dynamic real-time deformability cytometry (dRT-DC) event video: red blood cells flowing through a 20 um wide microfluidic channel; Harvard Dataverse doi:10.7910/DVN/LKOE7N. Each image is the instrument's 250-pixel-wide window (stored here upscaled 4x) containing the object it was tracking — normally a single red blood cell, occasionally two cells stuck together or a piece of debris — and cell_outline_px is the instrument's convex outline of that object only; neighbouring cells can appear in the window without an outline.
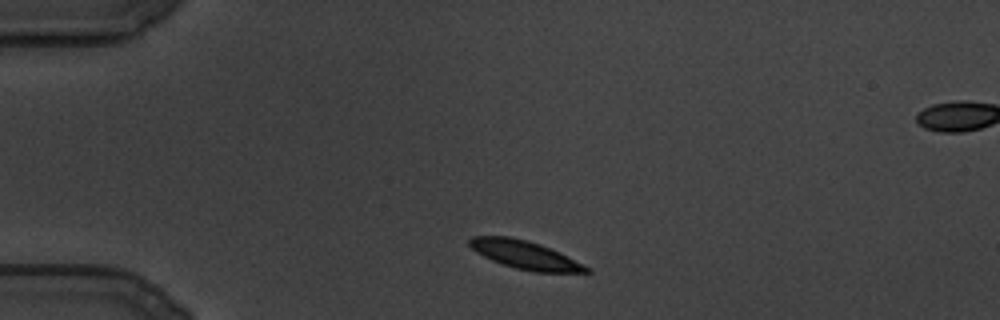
{"species": "common noctule bat (a hibernating species)", "species_latin": "Nyctalus noctula", "temperature_condition": "cold", "stored_images_in_passage": 96, "segment_of_instrument_passage": [1, 2], "camera_frame_rate_fps": 3000, "um_per_image_px": 0.085, "animal": {"sex": "male", "body_mass_g": 19.5, "forearm_length_mm": 54.6}, "frame": {"image": 1, "passage_image": 1, "time_ms": 0.0, "image_size_px": [1000, 320], "cell_outline_px": [[592, 272], [532, 272], [500, 264], [476, 252], [468, 244], [468, 240], [472, 236], [508, 236], [528, 240], [540, 244], [584, 264]], "centroid_in_image_um": [44.58, 21.66], "position_along_channel_um": 40.4, "area_um2": 19.07}}
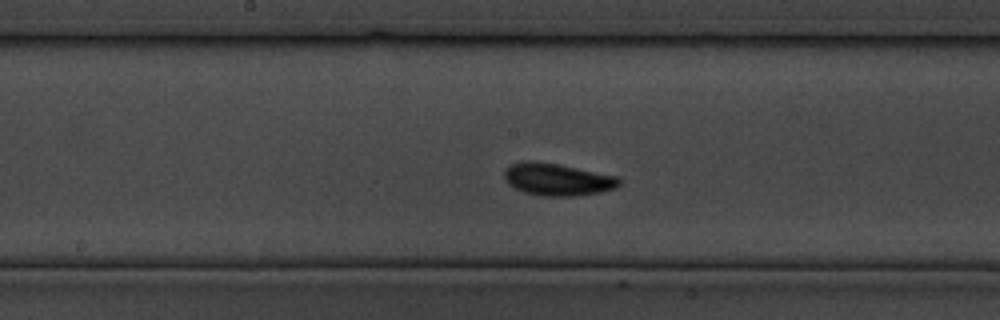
{"frame": {"image": 2, "passage_image": 37, "time_ms": 12.0, "image_size_px": [1000, 320], "cell_outline_px": [[620, 184], [616, 188], [600, 192], [572, 196], [544, 196], [524, 192], [508, 184], [504, 180], [504, 172], [512, 164], [524, 160], [528, 160], [556, 164], [616, 176], [620, 180]], "centroid_in_image_um": [47.35, 15.26], "position_along_channel_um": 200.8, "area_um2": 21.27}}
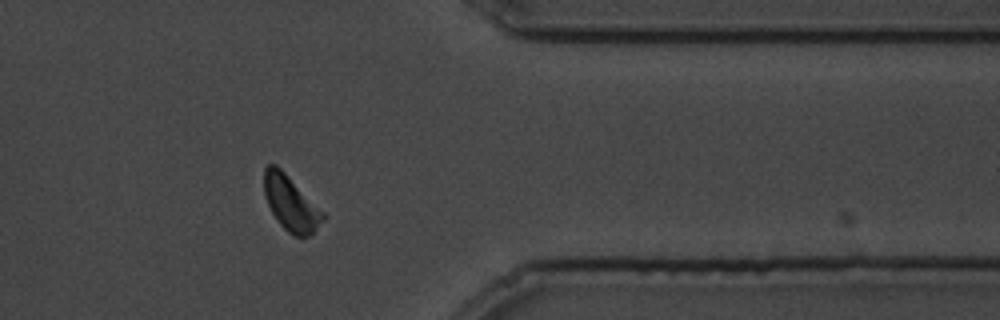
{"frame": {"image": 3, "passage_image": 73, "time_ms": 24.0, "image_size_px": [1000, 320], "cell_outline_px": [[324, 220], [308, 236], [296, 236], [288, 232], [280, 224], [272, 212], [268, 204], [264, 192], [264, 168], [268, 164], [276, 164], [324, 212]], "centroid_in_image_um": [24.7, 17.27], "position_along_channel_um": 386.7, "area_um2": 18.38}}